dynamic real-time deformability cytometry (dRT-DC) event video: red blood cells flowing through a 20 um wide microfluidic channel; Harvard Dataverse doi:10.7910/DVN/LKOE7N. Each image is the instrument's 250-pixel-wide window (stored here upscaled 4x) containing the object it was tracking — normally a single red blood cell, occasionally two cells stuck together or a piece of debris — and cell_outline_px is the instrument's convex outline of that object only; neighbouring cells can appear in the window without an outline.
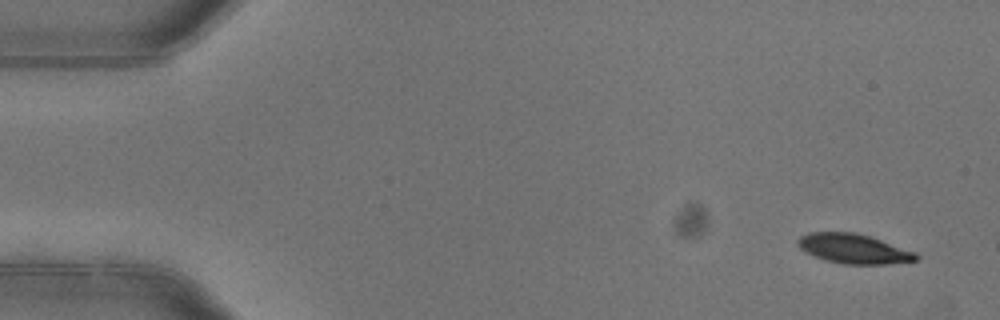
{"species": "common noctule bat (a hibernating species)", "species_latin": "Nyctalus noctula", "temperature_condition": "warm", "stored_images_in_passage": 5, "camera_frame_rate_fps": 3000, "um_per_image_px": 0.085, "animal": {"sex": "female"}, "frame": {"image": 1, "passage_image": 1, "time_ms": 0.0, "image_size_px": [1000, 320], "cell_outline_px": [[920, 260], [888, 264], [844, 264], [824, 260], [804, 252], [796, 244], [796, 240], [800, 236], [808, 232], [856, 232], [916, 252], [920, 256]], "centroid_in_image_um": [72.54, 21.15], "position_along_channel_um": 12.5, "area_um2": 20.58}}
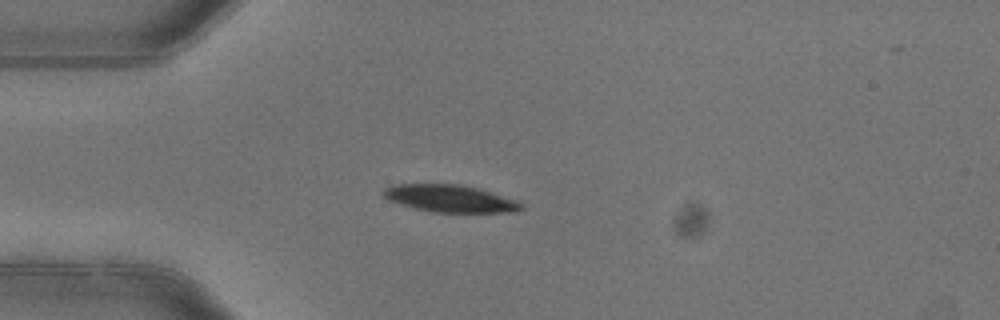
{"frame": {"image": 2, "passage_image": 4, "time_ms": 1.0, "image_size_px": [1000, 320], "cell_outline_px": [[524, 208], [512, 212], [432, 212], [412, 208], [388, 200], [380, 192], [384, 188], [392, 184], [460, 184], [476, 188], [520, 200], [524, 204]], "centroid_in_image_um": [38.25, 16.87], "position_along_channel_um": 46.8, "area_um2": 22.14}}